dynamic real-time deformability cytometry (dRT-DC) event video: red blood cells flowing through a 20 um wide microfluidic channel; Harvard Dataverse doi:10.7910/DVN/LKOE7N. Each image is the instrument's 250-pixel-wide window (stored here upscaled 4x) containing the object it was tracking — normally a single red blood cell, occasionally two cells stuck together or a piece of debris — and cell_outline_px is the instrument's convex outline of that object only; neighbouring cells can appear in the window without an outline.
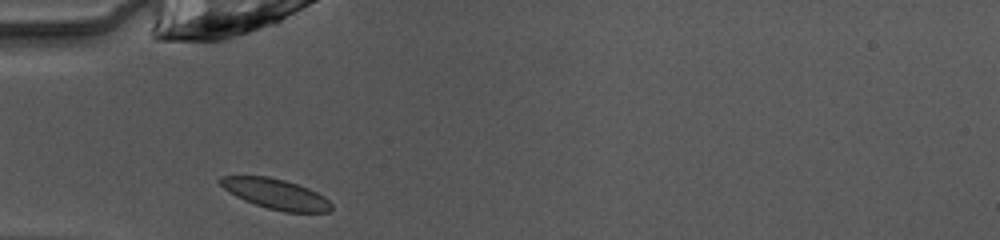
{"species": "common noctule bat (a hibernating species)", "species_latin": "Nyctalus noctula", "temperature_condition": "warm", "stored_images_in_passage": 35, "camera_frame_rate_fps": 3000, "um_per_image_px": 0.085, "animal": {"sex": "female", "body_mass_g": 10.0, "forearm_length_mm": 53.1}, "frame": {"image": 1, "passage_image": 1, "time_ms": 0.0, "image_size_px": [1000, 240], "cell_outline_px": [[332, 208], [328, 212], [284, 212], [268, 208], [244, 200], [236, 196], [224, 188], [220, 184], [220, 176], [268, 176], [284, 180], [308, 188], [324, 196], [332, 204]], "centroid_in_image_um": [23.46, 16.49], "position_along_channel_um": 61.5, "area_um2": 19.31}}
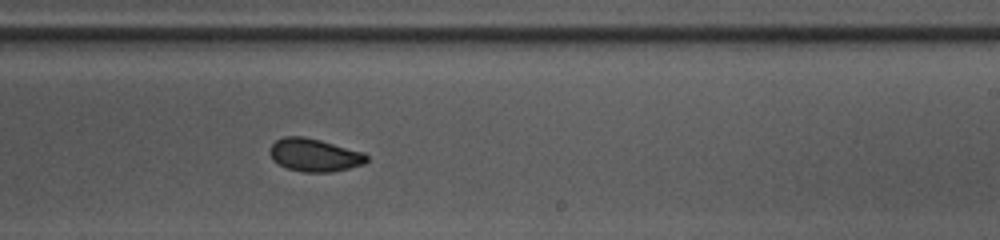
{"frame": {"image": 2, "passage_image": 16, "time_ms": 5.0, "image_size_px": [1000, 240], "cell_outline_px": [[368, 160], [364, 164], [332, 172], [300, 172], [288, 168], [272, 160], [268, 152], [272, 144], [276, 140], [284, 136], [304, 136], [320, 140], [364, 152], [368, 156]], "centroid_in_image_um": [26.72, 13.17], "position_along_channel_um": 262.3, "area_um2": 18.67}}
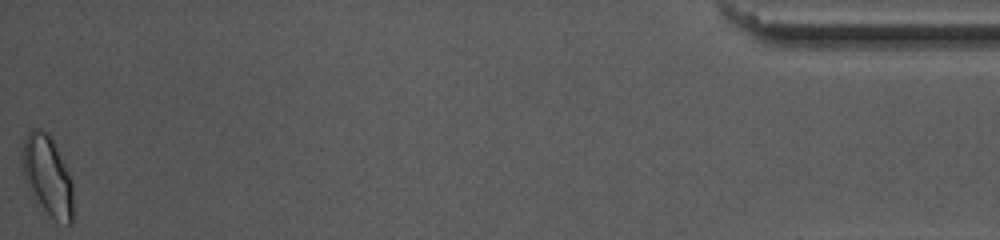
{"frame": {"image": 3, "passage_image": 35, "time_ms": 11.333, "image_size_px": [1000, 240], "cell_outline_px": [[72, 224], [68, 224], [56, 220], [44, 208], [28, 188], [24, 180], [20, 164], [20, 156], [24, 140], [28, 132], [32, 128], [40, 128], [48, 132], [52, 136], [56, 144], [72, 180]], "centroid_in_image_um": [4.01, 14.83], "position_along_channel_um": 431.2, "area_um2": 23.93}, "authors_computed_cell_mechanics": {"area_um2": 18.9006, "velocity_mm_per_s": 4.0671, "shape_relaxation_time_tau1_ms": 4.1265, "shape_relaxation_time_tau2_ms": 1.437, "deformation_change_tau1": 0.1165, "deformation_change_tau2": 0.0498}}